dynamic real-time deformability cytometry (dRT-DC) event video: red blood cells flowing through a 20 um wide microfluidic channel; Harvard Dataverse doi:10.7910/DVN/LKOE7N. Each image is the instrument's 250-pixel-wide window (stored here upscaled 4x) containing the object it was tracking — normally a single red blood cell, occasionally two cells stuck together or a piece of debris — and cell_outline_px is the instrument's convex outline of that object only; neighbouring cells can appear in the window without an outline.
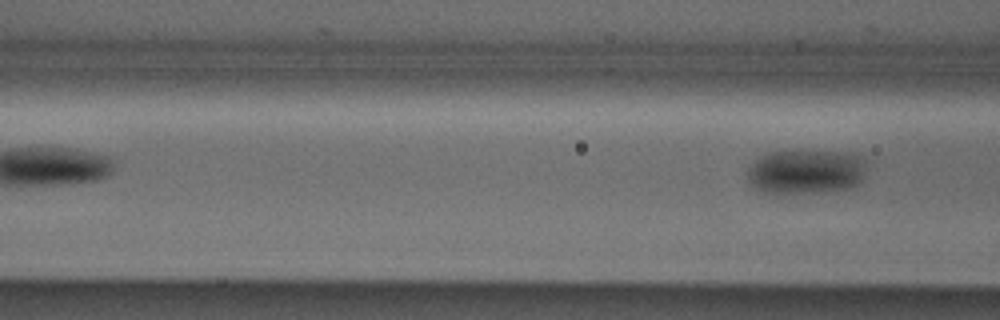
{"species": "Egyptian fruit bat (a non-hibernating species)", "species_latin": "Rousettus aegyptiacus", "temperature_condition": "cold", "stored_images_in_passage": 6, "camera_frame_rate_fps": 3000, "um_per_image_px": 0.085, "animal": {"sex": "male"}, "frame": {"image": 1, "passage_image": 6, "time_ms": 1.667, "image_size_px": [1000, 320], "cell_outline_px": [[864, 168], [860, 184], [848, 188], [816, 192], [768, 192], [756, 188], [752, 184], [748, 176], [748, 172], [752, 164], [756, 160], [772, 152], [852, 152], [860, 156], [864, 160]], "centroid_in_image_um": [68.56, 14.59], "position_along_channel_um": 98.0, "area_um2": 29.88}}